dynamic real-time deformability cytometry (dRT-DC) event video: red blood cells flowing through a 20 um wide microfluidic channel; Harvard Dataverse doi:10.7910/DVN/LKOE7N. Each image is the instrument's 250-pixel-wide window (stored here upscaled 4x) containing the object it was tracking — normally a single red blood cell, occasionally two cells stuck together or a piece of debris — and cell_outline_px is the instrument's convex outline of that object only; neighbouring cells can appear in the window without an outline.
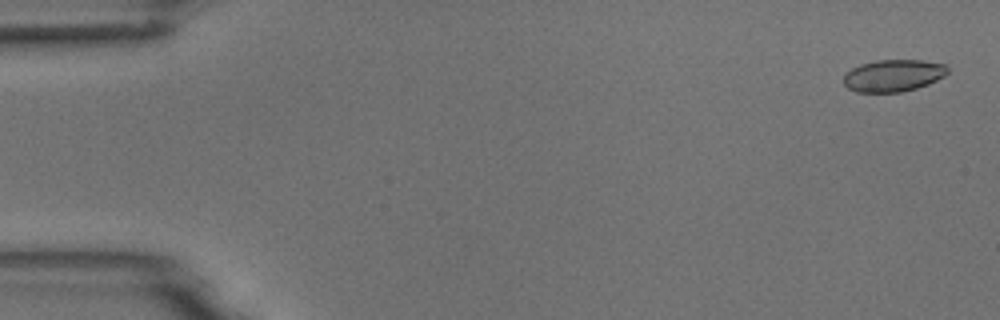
{"species": "common noctule bat (a hibernating species)", "species_latin": "Nyctalus noctula", "temperature_condition": "room temperature", "stored_images_in_passage": 5, "camera_frame_rate_fps": 3000, "um_per_image_px": 0.085, "animal": {"sex": "male", "body_mass_g": 18.8}, "frame": {"image": 1, "passage_image": 1, "time_ms": 0.0, "image_size_px": [1000, 320], "cell_outline_px": [[948, 72], [944, 76], [928, 84], [916, 88], [900, 92], [856, 92], [848, 88], [844, 84], [844, 76], [852, 68], [860, 64], [876, 60], [920, 60], [948, 64]], "centroid_in_image_um": [75.95, 6.41], "position_along_channel_um": 9.1, "area_um2": 19.42}}
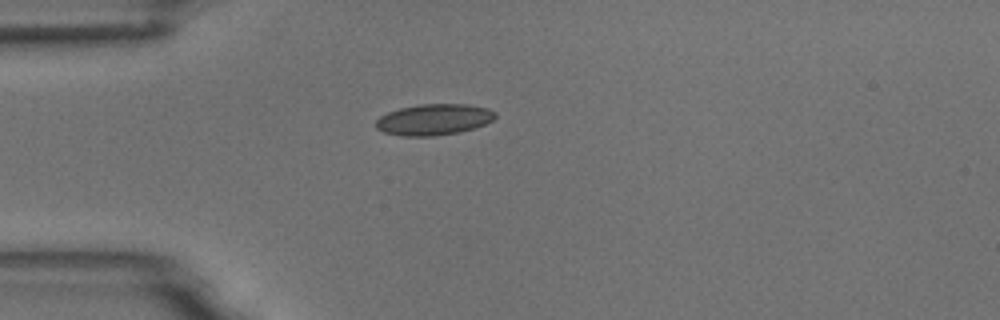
{"frame": {"image": 2, "passage_image": 5, "time_ms": 1.333, "image_size_px": [1000, 320], "cell_outline_px": [[496, 116], [492, 120], [484, 124], [460, 132], [436, 136], [400, 136], [384, 132], [376, 128], [376, 120], [380, 116], [388, 112], [400, 108], [420, 104], [468, 104], [488, 108], [496, 112]], "centroid_in_image_um": [36.87, 10.16], "position_along_channel_um": 48.1, "area_um2": 21.68}}